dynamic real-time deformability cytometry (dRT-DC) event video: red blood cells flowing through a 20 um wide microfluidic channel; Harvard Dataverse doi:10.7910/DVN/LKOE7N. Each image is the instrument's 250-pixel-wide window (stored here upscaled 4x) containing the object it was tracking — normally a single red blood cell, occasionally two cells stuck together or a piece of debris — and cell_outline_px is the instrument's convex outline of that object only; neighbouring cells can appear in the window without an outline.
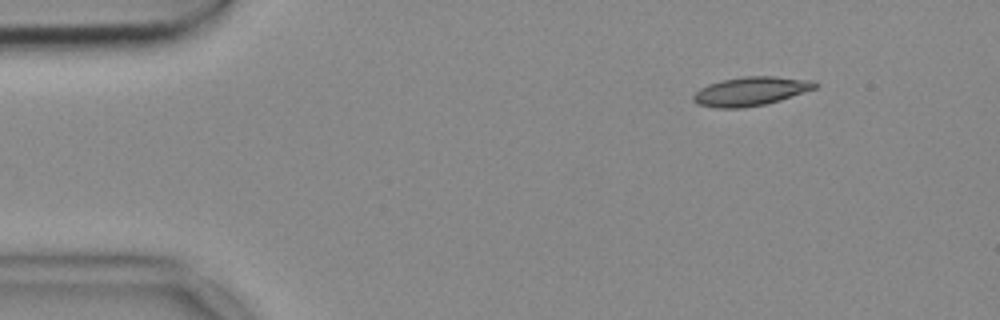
{"species": "common noctule bat (a hibernating species)", "species_latin": "Nyctalus noctula", "temperature_condition": "cold", "stored_images_in_passage": 10, "camera_frame_rate_fps": 3000, "um_per_image_px": 0.085, "animal": {"sex": "female", "body_mass_g": 18.4}, "frame": {"image": 1, "passage_image": 1, "time_ms": 0.0, "image_size_px": [1000, 320], "cell_outline_px": [[820, 84], [816, 88], [780, 100], [764, 104], [740, 108], [716, 108], [696, 104], [692, 100], [692, 96], [700, 88], [708, 84], [720, 80], [744, 76], [776, 76], [816, 80]], "centroid_in_image_um": [63.82, 7.74], "position_along_channel_um": 21.2, "area_um2": 20.69}}